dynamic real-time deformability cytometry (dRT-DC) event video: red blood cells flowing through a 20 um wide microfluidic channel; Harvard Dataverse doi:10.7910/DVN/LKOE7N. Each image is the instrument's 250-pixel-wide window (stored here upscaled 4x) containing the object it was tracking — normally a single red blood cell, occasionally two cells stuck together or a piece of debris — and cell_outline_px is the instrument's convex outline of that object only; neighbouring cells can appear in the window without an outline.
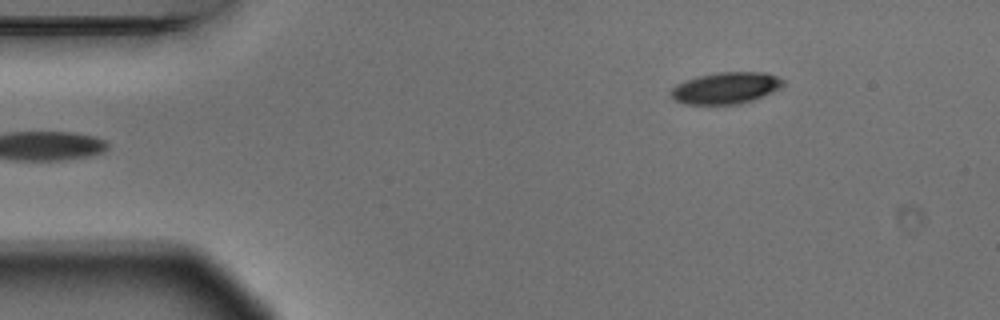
{"species": "Egyptian fruit bat (a non-hibernating species)", "species_latin": "Rousettus aegyptiacus", "temperature_condition": "warm", "stored_images_in_passage": 6, "camera_frame_rate_fps": 3000, "um_per_image_px": 0.085, "animal": {"sex": "male"}, "frame": {"image": 1, "passage_image": 6, "time_ms": 1.667, "image_size_px": [1000, 320], "cell_outline_px": [[784, 84], [780, 88], [772, 92], [752, 100], [740, 104], [684, 104], [672, 100], [668, 92], [676, 84], [684, 80], [716, 72], [764, 72], [776, 76], [784, 80]], "centroid_in_image_um": [61.64, 7.48], "position_along_channel_um": 23.4, "area_um2": 20.81}}